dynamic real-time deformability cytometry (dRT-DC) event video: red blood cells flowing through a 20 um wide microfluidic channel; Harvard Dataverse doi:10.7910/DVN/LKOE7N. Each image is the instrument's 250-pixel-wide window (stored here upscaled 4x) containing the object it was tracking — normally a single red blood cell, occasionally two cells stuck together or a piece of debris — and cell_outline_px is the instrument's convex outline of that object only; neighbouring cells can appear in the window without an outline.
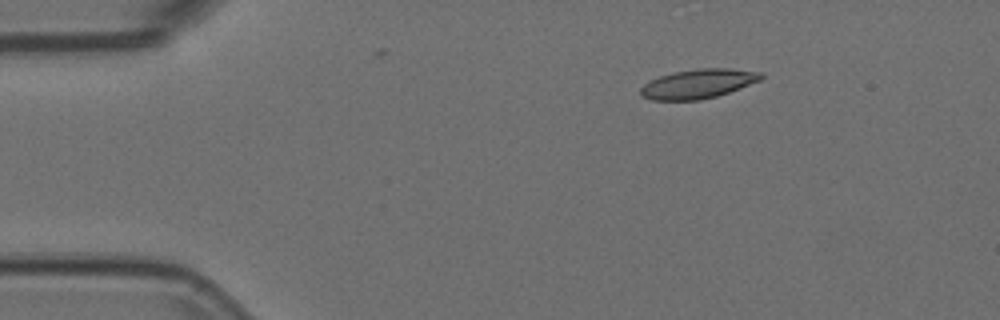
{"species": "Egyptian fruit bat (a non-hibernating species)", "species_latin": "Rousettus aegyptiacus", "temperature_condition": "room temperature", "stored_images_in_passage": 5, "camera_frame_rate_fps": 3000, "um_per_image_px": 0.085, "animal": {"sex": "female"}, "frame": {"image": 1, "passage_image": 3, "time_ms": 0.667, "image_size_px": [1000, 320], "cell_outline_px": [[764, 76], [760, 80], [728, 92], [716, 96], [700, 100], [652, 100], [640, 96], [640, 88], [644, 84], [660, 76], [676, 72], [696, 68], [728, 68], [760, 72]], "centroid_in_image_um": [59.32, 7.12], "position_along_channel_um": 25.7, "area_um2": 20.35}}